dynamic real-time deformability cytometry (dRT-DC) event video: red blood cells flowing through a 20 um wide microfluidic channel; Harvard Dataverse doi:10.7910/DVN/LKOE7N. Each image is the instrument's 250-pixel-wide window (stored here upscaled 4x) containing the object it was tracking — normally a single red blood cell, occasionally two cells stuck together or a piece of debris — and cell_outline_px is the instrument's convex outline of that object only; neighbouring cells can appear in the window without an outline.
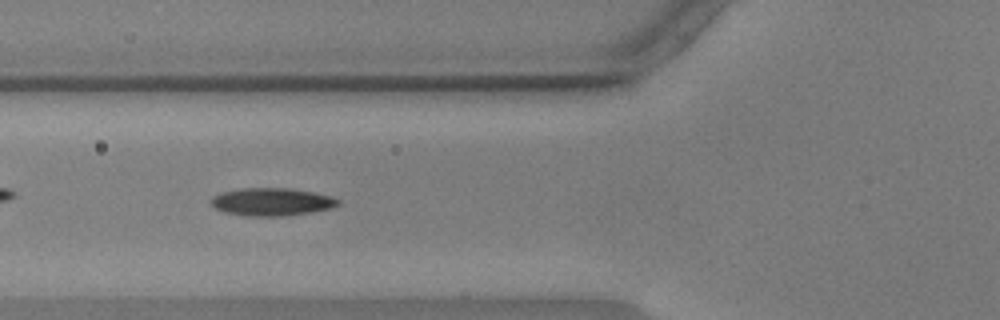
{"species": "common noctule bat (a hibernating species)", "species_latin": "Nyctalus noctula", "temperature_condition": "warm", "stored_images_in_passage": 43, "segment_of_instrument_passage": [1, 2], "camera_frame_rate_fps": 3000, "um_per_image_px": 0.085, "animal": {"sex": "male", "body_mass_g": 17.9, "forearm_length_mm": 54.2}, "frame": {"image": 1, "passage_image": 7, "time_ms": 2.0, "image_size_px": [1000, 320], "cell_outline_px": [[340, 204], [332, 208], [312, 212], [284, 216], [248, 216], [224, 212], [216, 208], [208, 200], [212, 196], [220, 192], [240, 188], [292, 188], [332, 196], [340, 200]], "centroid_in_image_um": [23.09, 17.15], "position_along_channel_um": 102.7, "area_um2": 20.81}}
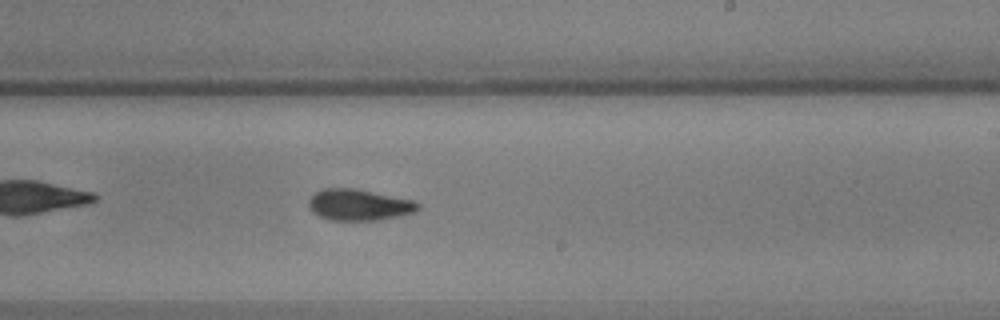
{"frame": {"image": 2, "passage_image": 20, "time_ms": 6.333, "image_size_px": [1000, 320], "cell_outline_px": [[420, 208], [416, 212], [376, 220], [328, 220], [312, 212], [308, 204], [308, 200], [320, 188], [356, 188], [416, 200], [420, 204]], "centroid_in_image_um": [30.53, 17.39], "position_along_channel_um": 258.5, "area_um2": 20.11}}
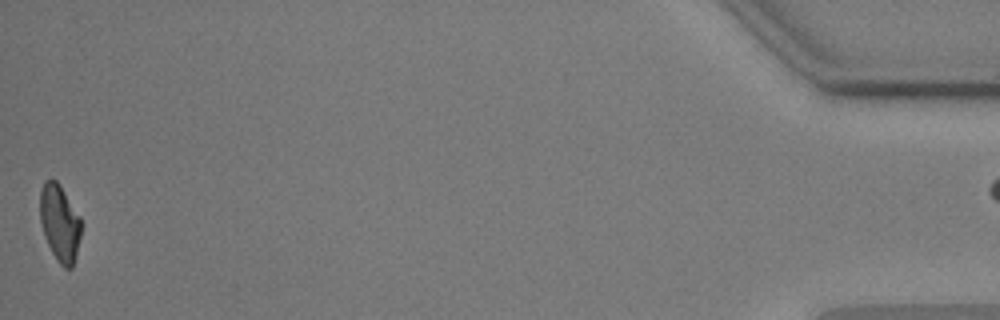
{"frame": {"image": 3, "passage_image": 42, "time_ms": 13.667, "image_size_px": [1000, 320], "cell_outline_px": [[80, 236], [72, 268], [64, 268], [56, 260], [44, 236], [40, 220], [40, 192], [44, 180], [56, 180], [60, 184], [80, 216]], "centroid_in_image_um": [5.06, 18.93], "position_along_channel_um": 430.1, "area_um2": 18.26}}